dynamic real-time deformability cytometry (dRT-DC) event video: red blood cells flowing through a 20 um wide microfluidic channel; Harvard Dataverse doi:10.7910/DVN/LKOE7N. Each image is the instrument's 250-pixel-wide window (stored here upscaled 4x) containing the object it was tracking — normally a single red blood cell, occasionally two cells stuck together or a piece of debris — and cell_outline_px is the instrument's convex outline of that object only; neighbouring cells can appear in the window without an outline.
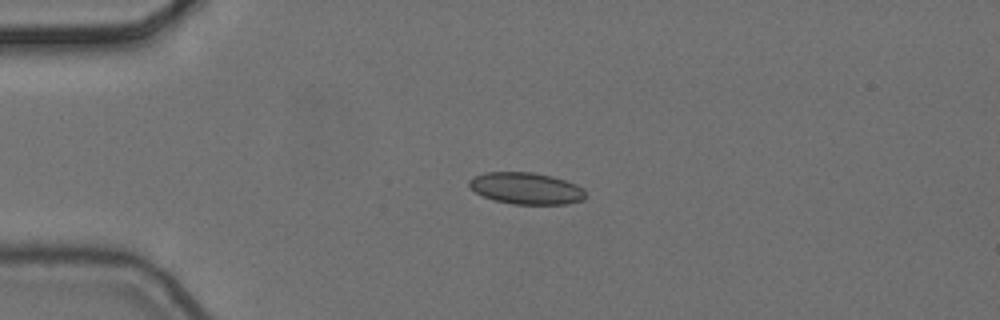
{"species": "common noctule bat (a hibernating species)", "species_latin": "Nyctalus noctula", "temperature_condition": "cold", "stored_images_in_passage": 6, "camera_frame_rate_fps": 3000, "um_per_image_px": 0.085, "animal": {"sex": "female", "body_mass_g": 24.6, "forearm_length_mm": 56.2}, "frame": {"image": 1, "passage_image": 4, "time_ms": 1.0, "image_size_px": [1000, 320], "cell_outline_px": [[588, 196], [584, 200], [568, 204], [512, 204], [496, 200], [484, 196], [476, 192], [468, 184], [468, 180], [472, 176], [484, 172], [532, 172], [552, 176], [576, 184], [584, 188]], "centroid_in_image_um": [44.76, 16.01], "position_along_channel_um": 40.2, "area_um2": 21.68}}
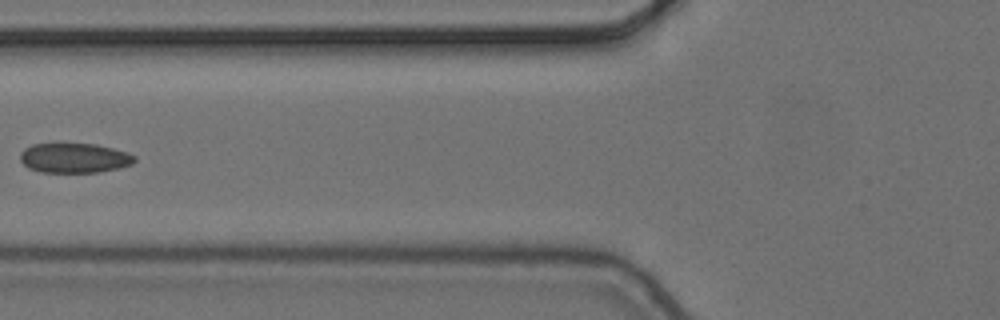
{"frame": {"image": 2, "passage_image": 6, "time_ms": 1.667, "image_size_px": [1000, 320], "cell_outline_px": [[136, 160], [132, 164], [116, 168], [96, 172], [40, 172], [28, 168], [20, 160], [20, 152], [24, 148], [32, 144], [96, 144], [128, 152], [136, 156]], "centroid_in_image_um": [6.3, 13.42], "position_along_channel_um": 119.5, "area_um2": 19.77}}